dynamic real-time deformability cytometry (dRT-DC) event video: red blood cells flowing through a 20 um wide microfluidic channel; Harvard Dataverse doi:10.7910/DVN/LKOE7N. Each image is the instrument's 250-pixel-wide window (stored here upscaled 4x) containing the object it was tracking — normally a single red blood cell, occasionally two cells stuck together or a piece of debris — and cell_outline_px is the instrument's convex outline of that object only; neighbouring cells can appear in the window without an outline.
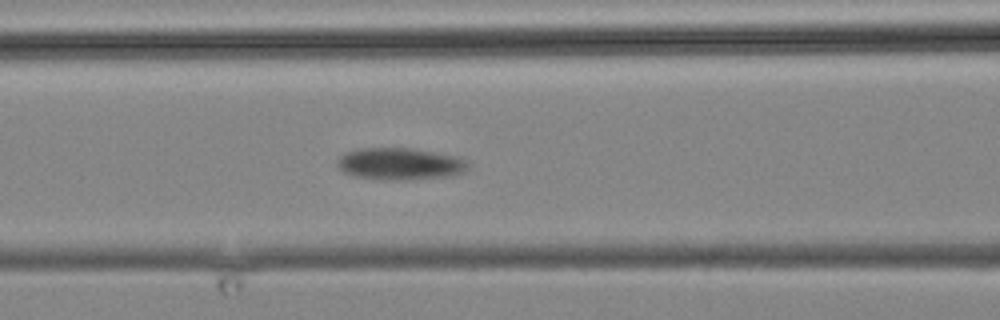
{"species": "common noctule bat (a hibernating species)", "species_latin": "Nyctalus noctula", "temperature_condition": "cold", "stored_images_in_passage": 14, "camera_frame_rate_fps": 3000, "um_per_image_px": 0.085, "animal": {"sex": "male", "body_mass_g": 19.2, "forearm_length_mm": 51.8}, "frame": {"image": 1, "passage_image": 14, "time_ms": 15.0, "image_size_px": [1000, 320], "cell_outline_px": [[468, 168], [460, 172], [448, 176], [396, 180], [352, 176], [344, 172], [336, 164], [336, 160], [344, 152], [360, 148], [412, 148], [456, 156], [464, 160], [468, 164]], "centroid_in_image_um": [33.93, 13.91], "position_along_channel_um": 132.7, "area_um2": 24.04}}